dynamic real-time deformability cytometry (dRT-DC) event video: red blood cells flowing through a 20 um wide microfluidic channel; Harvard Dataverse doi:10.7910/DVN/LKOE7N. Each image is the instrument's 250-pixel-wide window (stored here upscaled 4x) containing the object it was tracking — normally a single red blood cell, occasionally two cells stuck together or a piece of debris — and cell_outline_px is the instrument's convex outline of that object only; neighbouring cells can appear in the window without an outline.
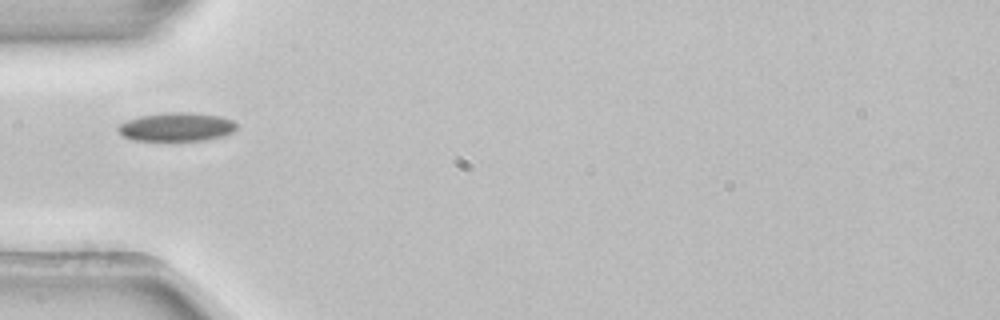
{"species": "common noctule bat (a hibernating species)", "species_latin": "Nyctalus noctula", "temperature_condition": "room temperature", "stored_images_in_passage": 5, "camera_frame_rate_fps": 3000, "um_per_image_px": 0.085, "animal": {"sex": "female", "body_mass_g": 22.7, "forearm_length_mm": 54.2}, "frame": {"image": 1, "passage_image": 5, "time_ms": 1.333, "image_size_px": [1000, 320], "cell_outline_px": [[236, 128], [232, 132], [224, 136], [204, 140], [132, 140], [124, 136], [116, 128], [120, 124], [128, 120], [140, 116], [168, 112], [192, 112], [220, 116], [232, 120], [236, 124]], "centroid_in_image_um": [15.02, 10.78], "position_along_channel_um": 70.0, "area_um2": 19.65}}